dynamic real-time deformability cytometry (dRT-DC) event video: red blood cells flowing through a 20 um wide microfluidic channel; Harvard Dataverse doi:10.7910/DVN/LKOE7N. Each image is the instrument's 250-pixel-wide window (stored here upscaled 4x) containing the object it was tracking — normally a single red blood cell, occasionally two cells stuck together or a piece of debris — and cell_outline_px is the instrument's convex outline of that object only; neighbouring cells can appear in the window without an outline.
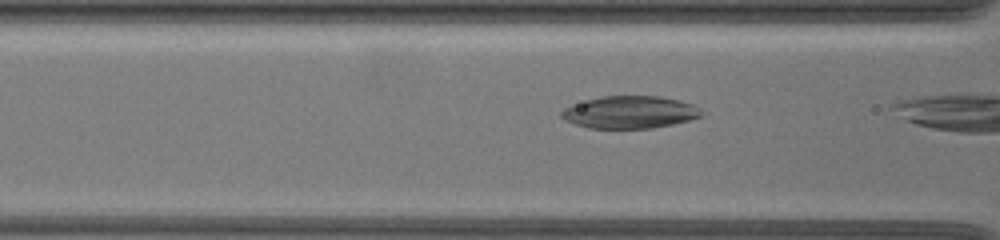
{"species": "common noctule bat (a hibernating species)", "species_latin": "Nyctalus noctula", "temperature_condition": "warm", "stored_images_in_passage": 31, "camera_frame_rate_fps": 3000, "um_per_image_px": 0.085, "animal": {"sex": "female", "body_mass_g": 19.5, "forearm_length_mm": 54.1}, "frame": {"image": 1, "passage_image": 3, "time_ms": 0.667, "image_size_px": [1000, 240], "cell_outline_px": [[704, 116], [672, 124], [652, 128], [588, 128], [564, 120], [560, 116], [560, 112], [564, 108], [600, 96], [656, 96], [676, 100], [692, 104], [700, 108], [704, 112]], "centroid_in_image_um": [53.55, 9.54], "position_along_channel_um": 113.1, "area_um2": 26.24}}
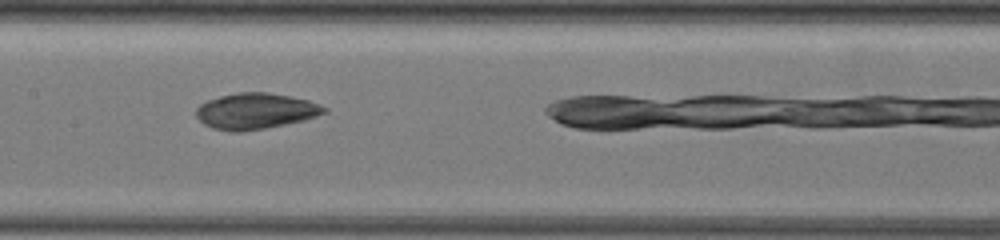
{"frame": {"image": 2, "passage_image": 8, "time_ms": 2.667, "image_size_px": [1000, 240], "cell_outline_px": [[328, 112], [304, 120], [264, 128], [240, 132], [232, 132], [212, 128], [204, 124], [196, 116], [196, 108], [200, 104], [208, 100], [220, 96], [240, 92], [268, 92], [308, 100], [320, 104], [328, 108]], "centroid_in_image_um": [21.72, 9.44], "position_along_channel_um": 185.7, "area_um2": 26.76}}
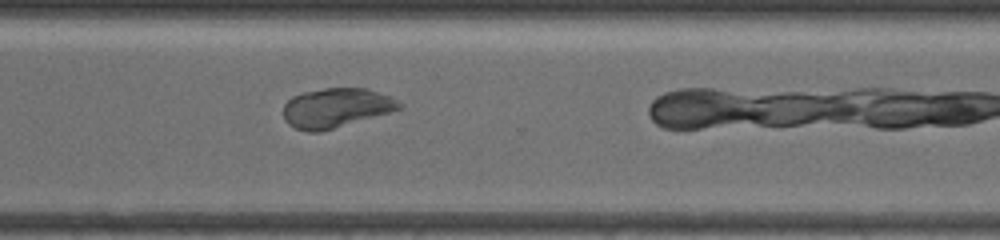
{"frame": {"image": 3, "passage_image": 23, "time_ms": 7.0, "image_size_px": [1000, 240], "cell_outline_px": [[404, 108], [320, 132], [308, 132], [296, 128], [288, 124], [284, 120], [284, 104], [292, 96], [304, 92], [324, 88], [368, 88], [388, 96], [404, 104]], "centroid_in_image_um": [28.56, 9.17], "position_along_channel_um": 342.0, "area_um2": 26.59}, "authors_computed_cell_mechanics": {"area_um2": 26.3568, "velocity_mm_per_s": 3.614, "shape_relaxation_time_tau1_ms": 4.2944, "shape_relaxation_time_tau2_ms": 2.162, "deformation_change_tau1": 0.1344, "deformation_change_tau2": 0.0524}}